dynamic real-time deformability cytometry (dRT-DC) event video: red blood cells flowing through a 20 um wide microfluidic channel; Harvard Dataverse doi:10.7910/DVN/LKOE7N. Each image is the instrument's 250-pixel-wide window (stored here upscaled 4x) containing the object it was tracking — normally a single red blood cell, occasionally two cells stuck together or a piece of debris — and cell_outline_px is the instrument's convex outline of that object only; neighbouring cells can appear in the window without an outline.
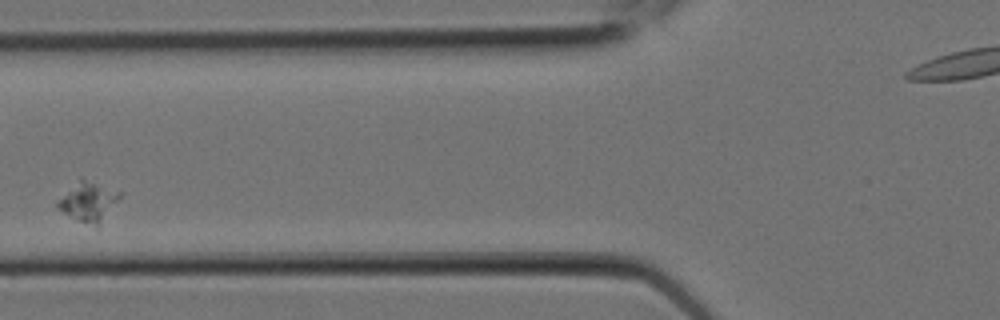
{"species": "Egyptian fruit bat (a non-hibernating species)", "species_latin": "Rousettus aegyptiacus", "temperature_condition": "room temperature", "stored_images_in_passage": 8, "camera_frame_rate_fps": 3000, "um_per_image_px": 0.085, "animal": {"sex": "female"}, "frame": {"image": 1, "passage_image": 5, "time_ms": 1.333, "image_size_px": [1000, 320], "cell_outline_px": [[124, 192], [96, 228], [56, 208], [56, 200], [80, 176]], "centroid_in_image_um": [7.5, 17.07], "position_along_channel_um": 118.3, "area_um2": 14.39}}
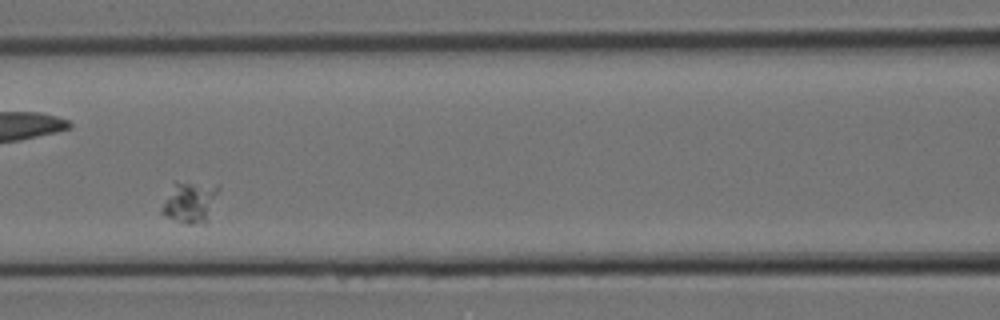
{"frame": {"image": 2, "passage_image": 6, "time_ms": 1.667, "image_size_px": [1000, 320], "cell_outline_px": [[220, 188], [204, 224], [188, 224], [164, 216], [160, 212], [160, 208], [176, 180], [220, 184]], "centroid_in_image_um": [16.15, 17.14], "position_along_channel_um": 150.5, "area_um2": 13.76}}